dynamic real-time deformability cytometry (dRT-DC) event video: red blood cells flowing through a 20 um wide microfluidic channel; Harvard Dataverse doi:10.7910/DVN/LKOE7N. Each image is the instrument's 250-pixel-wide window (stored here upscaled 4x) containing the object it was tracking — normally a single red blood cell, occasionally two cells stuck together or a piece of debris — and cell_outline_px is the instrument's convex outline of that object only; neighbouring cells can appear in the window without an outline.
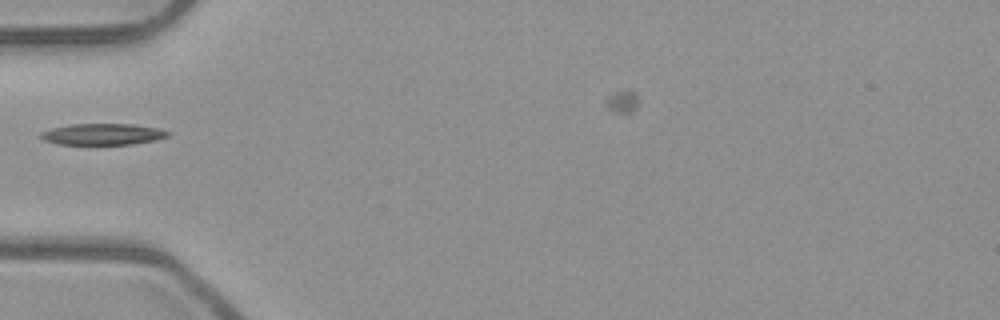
{"species": "common noctule bat (a hibernating species)", "species_latin": "Nyctalus noctula", "temperature_condition": "room temperature", "stored_images_in_passage": 32, "camera_frame_rate_fps": 3000, "um_per_image_px": 0.085, "animal": {"sex": "male", "body_mass_g": 23.1, "forearm_length_mm": 52.7}, "frame": {"image": 1, "passage_image": 1, "time_ms": 0.0, "image_size_px": [1000, 320], "cell_outline_px": [[172, 132], [168, 136], [156, 140], [132, 144], [60, 144], [44, 140], [40, 136], [40, 132], [52, 128], [72, 124], [132, 124], [160, 128]], "centroid_in_image_um": [8.78, 11.4], "position_along_channel_um": 76.2, "area_um2": 15.78}}
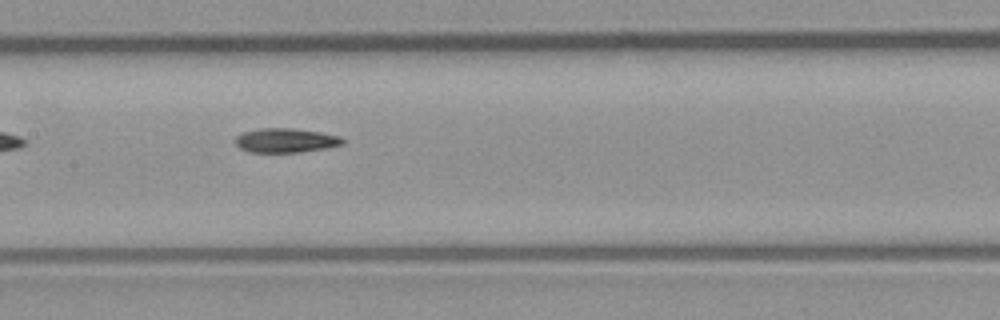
{"frame": {"image": 2, "passage_image": 9, "time_ms": 2.667, "image_size_px": [1000, 320], "cell_outline_px": [[344, 144], [328, 148], [300, 152], [248, 152], [240, 148], [236, 144], [236, 136], [244, 132], [260, 128], [292, 128], [320, 132], [340, 136], [344, 140]], "centroid_in_image_um": [24.3, 11.94], "position_along_channel_um": 183.1, "area_um2": 15.2}}
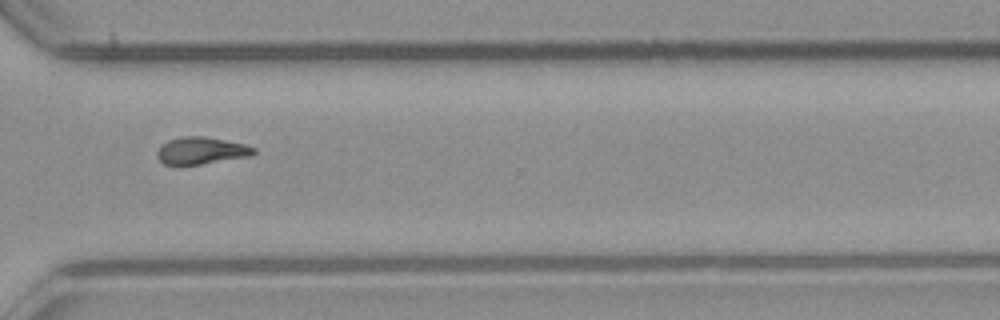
{"frame": {"image": 3, "passage_image": 22, "time_ms": 7.0, "image_size_px": [1000, 320], "cell_outline_px": [[256, 152], [252, 156], [200, 164], [164, 164], [156, 156], [156, 152], [160, 144], [168, 140], [180, 136], [204, 136], [244, 144], [256, 148]], "centroid_in_image_um": [17.09, 12.79], "position_along_channel_um": 353.5, "area_um2": 15.32}}